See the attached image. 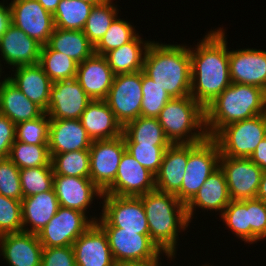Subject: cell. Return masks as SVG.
<instances>
[{
  "label": "cell",
  "mask_w": 266,
  "mask_h": 266,
  "mask_svg": "<svg viewBox=\"0 0 266 266\" xmlns=\"http://www.w3.org/2000/svg\"><path fill=\"white\" fill-rule=\"evenodd\" d=\"M223 28L208 32L196 48L189 47L191 58L190 96L204 109L232 82L229 49ZM195 49V50H194Z\"/></svg>",
  "instance_id": "6da1fadb"
},
{
  "label": "cell",
  "mask_w": 266,
  "mask_h": 266,
  "mask_svg": "<svg viewBox=\"0 0 266 266\" xmlns=\"http://www.w3.org/2000/svg\"><path fill=\"white\" fill-rule=\"evenodd\" d=\"M143 72L171 98L190 95L191 58L185 45L152 41L144 58Z\"/></svg>",
  "instance_id": "7a4b0ae2"
},
{
  "label": "cell",
  "mask_w": 266,
  "mask_h": 266,
  "mask_svg": "<svg viewBox=\"0 0 266 266\" xmlns=\"http://www.w3.org/2000/svg\"><path fill=\"white\" fill-rule=\"evenodd\" d=\"M266 113V91L260 87L231 83L205 108L208 137L224 126Z\"/></svg>",
  "instance_id": "3957f363"
},
{
  "label": "cell",
  "mask_w": 266,
  "mask_h": 266,
  "mask_svg": "<svg viewBox=\"0 0 266 266\" xmlns=\"http://www.w3.org/2000/svg\"><path fill=\"white\" fill-rule=\"evenodd\" d=\"M139 197L145 209L151 239L162 251L176 253L178 233L185 231L190 223L186 204L175 194L157 189Z\"/></svg>",
  "instance_id": "277c9868"
},
{
  "label": "cell",
  "mask_w": 266,
  "mask_h": 266,
  "mask_svg": "<svg viewBox=\"0 0 266 266\" xmlns=\"http://www.w3.org/2000/svg\"><path fill=\"white\" fill-rule=\"evenodd\" d=\"M157 119L171 144H193L208 137L205 109L190 95L171 98Z\"/></svg>",
  "instance_id": "5b68a950"
},
{
  "label": "cell",
  "mask_w": 266,
  "mask_h": 266,
  "mask_svg": "<svg viewBox=\"0 0 266 266\" xmlns=\"http://www.w3.org/2000/svg\"><path fill=\"white\" fill-rule=\"evenodd\" d=\"M220 149L213 137L188 144V161L181 189L175 196L187 204L203 186L206 179L219 167Z\"/></svg>",
  "instance_id": "8992f818"
},
{
  "label": "cell",
  "mask_w": 266,
  "mask_h": 266,
  "mask_svg": "<svg viewBox=\"0 0 266 266\" xmlns=\"http://www.w3.org/2000/svg\"><path fill=\"white\" fill-rule=\"evenodd\" d=\"M266 137V113L224 126L213 138L220 156L249 158Z\"/></svg>",
  "instance_id": "52a82bcc"
},
{
  "label": "cell",
  "mask_w": 266,
  "mask_h": 266,
  "mask_svg": "<svg viewBox=\"0 0 266 266\" xmlns=\"http://www.w3.org/2000/svg\"><path fill=\"white\" fill-rule=\"evenodd\" d=\"M102 200V215L96 220L100 227H116L119 231H139V234L149 235L148 220L140 197L103 194Z\"/></svg>",
  "instance_id": "ba28073f"
},
{
  "label": "cell",
  "mask_w": 266,
  "mask_h": 266,
  "mask_svg": "<svg viewBox=\"0 0 266 266\" xmlns=\"http://www.w3.org/2000/svg\"><path fill=\"white\" fill-rule=\"evenodd\" d=\"M142 70L114 75L112 86L105 99L122 127L141 116Z\"/></svg>",
  "instance_id": "9c48e42d"
},
{
  "label": "cell",
  "mask_w": 266,
  "mask_h": 266,
  "mask_svg": "<svg viewBox=\"0 0 266 266\" xmlns=\"http://www.w3.org/2000/svg\"><path fill=\"white\" fill-rule=\"evenodd\" d=\"M78 210L59 207L48 224L37 234L43 248L72 246L74 241L95 222Z\"/></svg>",
  "instance_id": "30bf717a"
},
{
  "label": "cell",
  "mask_w": 266,
  "mask_h": 266,
  "mask_svg": "<svg viewBox=\"0 0 266 266\" xmlns=\"http://www.w3.org/2000/svg\"><path fill=\"white\" fill-rule=\"evenodd\" d=\"M125 151L123 135L112 139L92 141L89 148L90 179L102 192L114 182Z\"/></svg>",
  "instance_id": "8fae6325"
},
{
  "label": "cell",
  "mask_w": 266,
  "mask_h": 266,
  "mask_svg": "<svg viewBox=\"0 0 266 266\" xmlns=\"http://www.w3.org/2000/svg\"><path fill=\"white\" fill-rule=\"evenodd\" d=\"M101 228L107 235L116 265L148 260L162 252L150 235L139 234V231H119L116 227Z\"/></svg>",
  "instance_id": "7c38bea8"
},
{
  "label": "cell",
  "mask_w": 266,
  "mask_h": 266,
  "mask_svg": "<svg viewBox=\"0 0 266 266\" xmlns=\"http://www.w3.org/2000/svg\"><path fill=\"white\" fill-rule=\"evenodd\" d=\"M11 23L41 46L48 43L54 30L53 15L37 0H13L9 4Z\"/></svg>",
  "instance_id": "4fadbf2b"
},
{
  "label": "cell",
  "mask_w": 266,
  "mask_h": 266,
  "mask_svg": "<svg viewBox=\"0 0 266 266\" xmlns=\"http://www.w3.org/2000/svg\"><path fill=\"white\" fill-rule=\"evenodd\" d=\"M231 200L256 198L263 170L249 158L220 156Z\"/></svg>",
  "instance_id": "5bb4252c"
},
{
  "label": "cell",
  "mask_w": 266,
  "mask_h": 266,
  "mask_svg": "<svg viewBox=\"0 0 266 266\" xmlns=\"http://www.w3.org/2000/svg\"><path fill=\"white\" fill-rule=\"evenodd\" d=\"M91 98L76 78L52 83L46 110L50 119H80Z\"/></svg>",
  "instance_id": "9a60e30c"
},
{
  "label": "cell",
  "mask_w": 266,
  "mask_h": 266,
  "mask_svg": "<svg viewBox=\"0 0 266 266\" xmlns=\"http://www.w3.org/2000/svg\"><path fill=\"white\" fill-rule=\"evenodd\" d=\"M155 189V175L125 151L114 182L103 194L139 197Z\"/></svg>",
  "instance_id": "2e32d148"
},
{
  "label": "cell",
  "mask_w": 266,
  "mask_h": 266,
  "mask_svg": "<svg viewBox=\"0 0 266 266\" xmlns=\"http://www.w3.org/2000/svg\"><path fill=\"white\" fill-rule=\"evenodd\" d=\"M229 69L232 83L253 85L266 91L265 50H229Z\"/></svg>",
  "instance_id": "e0dca14e"
},
{
  "label": "cell",
  "mask_w": 266,
  "mask_h": 266,
  "mask_svg": "<svg viewBox=\"0 0 266 266\" xmlns=\"http://www.w3.org/2000/svg\"><path fill=\"white\" fill-rule=\"evenodd\" d=\"M53 189L61 207L87 212L94 197L103 196V192L90 178L54 175Z\"/></svg>",
  "instance_id": "ac0fdd59"
},
{
  "label": "cell",
  "mask_w": 266,
  "mask_h": 266,
  "mask_svg": "<svg viewBox=\"0 0 266 266\" xmlns=\"http://www.w3.org/2000/svg\"><path fill=\"white\" fill-rule=\"evenodd\" d=\"M76 266H116L104 230L95 222L72 245Z\"/></svg>",
  "instance_id": "d6986e66"
},
{
  "label": "cell",
  "mask_w": 266,
  "mask_h": 266,
  "mask_svg": "<svg viewBox=\"0 0 266 266\" xmlns=\"http://www.w3.org/2000/svg\"><path fill=\"white\" fill-rule=\"evenodd\" d=\"M0 252L9 266H41L43 246L37 234L6 233L0 235Z\"/></svg>",
  "instance_id": "ffe728a7"
},
{
  "label": "cell",
  "mask_w": 266,
  "mask_h": 266,
  "mask_svg": "<svg viewBox=\"0 0 266 266\" xmlns=\"http://www.w3.org/2000/svg\"><path fill=\"white\" fill-rule=\"evenodd\" d=\"M40 50L41 45L38 42L12 23L0 35V55L13 69L38 64Z\"/></svg>",
  "instance_id": "44dd1931"
},
{
  "label": "cell",
  "mask_w": 266,
  "mask_h": 266,
  "mask_svg": "<svg viewBox=\"0 0 266 266\" xmlns=\"http://www.w3.org/2000/svg\"><path fill=\"white\" fill-rule=\"evenodd\" d=\"M92 144L80 119H50L48 149L55 154L89 149Z\"/></svg>",
  "instance_id": "7402d4cb"
},
{
  "label": "cell",
  "mask_w": 266,
  "mask_h": 266,
  "mask_svg": "<svg viewBox=\"0 0 266 266\" xmlns=\"http://www.w3.org/2000/svg\"><path fill=\"white\" fill-rule=\"evenodd\" d=\"M76 79L91 100H105L114 74L105 56L94 53L78 64Z\"/></svg>",
  "instance_id": "603a6c76"
},
{
  "label": "cell",
  "mask_w": 266,
  "mask_h": 266,
  "mask_svg": "<svg viewBox=\"0 0 266 266\" xmlns=\"http://www.w3.org/2000/svg\"><path fill=\"white\" fill-rule=\"evenodd\" d=\"M231 202L226 177L220 166L206 179L197 194L186 204L187 217L191 223L194 210H215L223 213Z\"/></svg>",
  "instance_id": "cb8c5ba5"
},
{
  "label": "cell",
  "mask_w": 266,
  "mask_h": 266,
  "mask_svg": "<svg viewBox=\"0 0 266 266\" xmlns=\"http://www.w3.org/2000/svg\"><path fill=\"white\" fill-rule=\"evenodd\" d=\"M14 76L7 77L30 101L45 112L48 108L52 81L39 64L15 67Z\"/></svg>",
  "instance_id": "d4e9b609"
},
{
  "label": "cell",
  "mask_w": 266,
  "mask_h": 266,
  "mask_svg": "<svg viewBox=\"0 0 266 266\" xmlns=\"http://www.w3.org/2000/svg\"><path fill=\"white\" fill-rule=\"evenodd\" d=\"M188 144H171L165 151L159 172L155 175V187L161 192L176 194L186 173Z\"/></svg>",
  "instance_id": "484cf974"
},
{
  "label": "cell",
  "mask_w": 266,
  "mask_h": 266,
  "mask_svg": "<svg viewBox=\"0 0 266 266\" xmlns=\"http://www.w3.org/2000/svg\"><path fill=\"white\" fill-rule=\"evenodd\" d=\"M80 121L92 141L122 135L123 127L105 100H92L82 113Z\"/></svg>",
  "instance_id": "4316f807"
},
{
  "label": "cell",
  "mask_w": 266,
  "mask_h": 266,
  "mask_svg": "<svg viewBox=\"0 0 266 266\" xmlns=\"http://www.w3.org/2000/svg\"><path fill=\"white\" fill-rule=\"evenodd\" d=\"M59 207L54 189L22 198L23 231L38 234L56 214Z\"/></svg>",
  "instance_id": "83f0119b"
},
{
  "label": "cell",
  "mask_w": 266,
  "mask_h": 266,
  "mask_svg": "<svg viewBox=\"0 0 266 266\" xmlns=\"http://www.w3.org/2000/svg\"><path fill=\"white\" fill-rule=\"evenodd\" d=\"M45 111L30 101L8 78L0 84V114L15 125L19 122L39 118Z\"/></svg>",
  "instance_id": "f1b7e54d"
},
{
  "label": "cell",
  "mask_w": 266,
  "mask_h": 266,
  "mask_svg": "<svg viewBox=\"0 0 266 266\" xmlns=\"http://www.w3.org/2000/svg\"><path fill=\"white\" fill-rule=\"evenodd\" d=\"M152 41H144L137 35L128 43L107 52L104 56L114 75L143 70L144 58Z\"/></svg>",
  "instance_id": "f546056e"
},
{
  "label": "cell",
  "mask_w": 266,
  "mask_h": 266,
  "mask_svg": "<svg viewBox=\"0 0 266 266\" xmlns=\"http://www.w3.org/2000/svg\"><path fill=\"white\" fill-rule=\"evenodd\" d=\"M47 45L55 51H59L78 64L92 56L94 45L82 30H69L54 28Z\"/></svg>",
  "instance_id": "4dcf8cb0"
},
{
  "label": "cell",
  "mask_w": 266,
  "mask_h": 266,
  "mask_svg": "<svg viewBox=\"0 0 266 266\" xmlns=\"http://www.w3.org/2000/svg\"><path fill=\"white\" fill-rule=\"evenodd\" d=\"M122 135L125 144L171 145L157 118L139 116L123 126Z\"/></svg>",
  "instance_id": "1f68e13d"
},
{
  "label": "cell",
  "mask_w": 266,
  "mask_h": 266,
  "mask_svg": "<svg viewBox=\"0 0 266 266\" xmlns=\"http://www.w3.org/2000/svg\"><path fill=\"white\" fill-rule=\"evenodd\" d=\"M38 64L52 82L76 78L78 63L47 44L41 46Z\"/></svg>",
  "instance_id": "d6a6232c"
},
{
  "label": "cell",
  "mask_w": 266,
  "mask_h": 266,
  "mask_svg": "<svg viewBox=\"0 0 266 266\" xmlns=\"http://www.w3.org/2000/svg\"><path fill=\"white\" fill-rule=\"evenodd\" d=\"M94 4L80 0H61L53 14L54 27L83 30Z\"/></svg>",
  "instance_id": "836d02e7"
},
{
  "label": "cell",
  "mask_w": 266,
  "mask_h": 266,
  "mask_svg": "<svg viewBox=\"0 0 266 266\" xmlns=\"http://www.w3.org/2000/svg\"><path fill=\"white\" fill-rule=\"evenodd\" d=\"M118 10L112 0H105L101 4L94 5L82 30L94 46L118 17Z\"/></svg>",
  "instance_id": "e575fe53"
},
{
  "label": "cell",
  "mask_w": 266,
  "mask_h": 266,
  "mask_svg": "<svg viewBox=\"0 0 266 266\" xmlns=\"http://www.w3.org/2000/svg\"><path fill=\"white\" fill-rule=\"evenodd\" d=\"M51 164L54 175L90 178L89 149L55 154Z\"/></svg>",
  "instance_id": "d590c367"
},
{
  "label": "cell",
  "mask_w": 266,
  "mask_h": 266,
  "mask_svg": "<svg viewBox=\"0 0 266 266\" xmlns=\"http://www.w3.org/2000/svg\"><path fill=\"white\" fill-rule=\"evenodd\" d=\"M8 158L19 169L52 166L48 145H31L15 140Z\"/></svg>",
  "instance_id": "8d00e7d4"
},
{
  "label": "cell",
  "mask_w": 266,
  "mask_h": 266,
  "mask_svg": "<svg viewBox=\"0 0 266 266\" xmlns=\"http://www.w3.org/2000/svg\"><path fill=\"white\" fill-rule=\"evenodd\" d=\"M54 171L52 166L20 169V183L23 198L53 189Z\"/></svg>",
  "instance_id": "74e56055"
},
{
  "label": "cell",
  "mask_w": 266,
  "mask_h": 266,
  "mask_svg": "<svg viewBox=\"0 0 266 266\" xmlns=\"http://www.w3.org/2000/svg\"><path fill=\"white\" fill-rule=\"evenodd\" d=\"M136 35L135 27L131 23L117 17L101 40L94 46V51L96 54L105 55L130 42Z\"/></svg>",
  "instance_id": "f35d334b"
},
{
  "label": "cell",
  "mask_w": 266,
  "mask_h": 266,
  "mask_svg": "<svg viewBox=\"0 0 266 266\" xmlns=\"http://www.w3.org/2000/svg\"><path fill=\"white\" fill-rule=\"evenodd\" d=\"M224 223L245 243H250L249 210L247 200H231L220 214Z\"/></svg>",
  "instance_id": "ab89813d"
},
{
  "label": "cell",
  "mask_w": 266,
  "mask_h": 266,
  "mask_svg": "<svg viewBox=\"0 0 266 266\" xmlns=\"http://www.w3.org/2000/svg\"><path fill=\"white\" fill-rule=\"evenodd\" d=\"M142 90L141 116L157 118L171 97L165 90L148 77L143 70Z\"/></svg>",
  "instance_id": "60d3db41"
},
{
  "label": "cell",
  "mask_w": 266,
  "mask_h": 266,
  "mask_svg": "<svg viewBox=\"0 0 266 266\" xmlns=\"http://www.w3.org/2000/svg\"><path fill=\"white\" fill-rule=\"evenodd\" d=\"M50 118L45 112L39 118L16 124L15 140L31 145H48Z\"/></svg>",
  "instance_id": "b9f144b4"
},
{
  "label": "cell",
  "mask_w": 266,
  "mask_h": 266,
  "mask_svg": "<svg viewBox=\"0 0 266 266\" xmlns=\"http://www.w3.org/2000/svg\"><path fill=\"white\" fill-rule=\"evenodd\" d=\"M126 151L140 165L156 175L161 167L163 156L169 146H153L152 144H125Z\"/></svg>",
  "instance_id": "7bdbcfd3"
},
{
  "label": "cell",
  "mask_w": 266,
  "mask_h": 266,
  "mask_svg": "<svg viewBox=\"0 0 266 266\" xmlns=\"http://www.w3.org/2000/svg\"><path fill=\"white\" fill-rule=\"evenodd\" d=\"M23 231L21 200L0 195V235Z\"/></svg>",
  "instance_id": "ee69618b"
},
{
  "label": "cell",
  "mask_w": 266,
  "mask_h": 266,
  "mask_svg": "<svg viewBox=\"0 0 266 266\" xmlns=\"http://www.w3.org/2000/svg\"><path fill=\"white\" fill-rule=\"evenodd\" d=\"M0 195L22 200L20 169L9 159H0Z\"/></svg>",
  "instance_id": "f6af8a7d"
},
{
  "label": "cell",
  "mask_w": 266,
  "mask_h": 266,
  "mask_svg": "<svg viewBox=\"0 0 266 266\" xmlns=\"http://www.w3.org/2000/svg\"><path fill=\"white\" fill-rule=\"evenodd\" d=\"M249 210L250 244L266 239V202L257 198L247 199Z\"/></svg>",
  "instance_id": "bcb514c9"
},
{
  "label": "cell",
  "mask_w": 266,
  "mask_h": 266,
  "mask_svg": "<svg viewBox=\"0 0 266 266\" xmlns=\"http://www.w3.org/2000/svg\"><path fill=\"white\" fill-rule=\"evenodd\" d=\"M41 266H76L72 246L43 248Z\"/></svg>",
  "instance_id": "7dc6e473"
},
{
  "label": "cell",
  "mask_w": 266,
  "mask_h": 266,
  "mask_svg": "<svg viewBox=\"0 0 266 266\" xmlns=\"http://www.w3.org/2000/svg\"><path fill=\"white\" fill-rule=\"evenodd\" d=\"M15 133L16 125L0 114V159L9 157L11 146L15 142Z\"/></svg>",
  "instance_id": "c3c4849f"
},
{
  "label": "cell",
  "mask_w": 266,
  "mask_h": 266,
  "mask_svg": "<svg viewBox=\"0 0 266 266\" xmlns=\"http://www.w3.org/2000/svg\"><path fill=\"white\" fill-rule=\"evenodd\" d=\"M249 159L263 171L266 170V137L257 145Z\"/></svg>",
  "instance_id": "681fc988"
},
{
  "label": "cell",
  "mask_w": 266,
  "mask_h": 266,
  "mask_svg": "<svg viewBox=\"0 0 266 266\" xmlns=\"http://www.w3.org/2000/svg\"><path fill=\"white\" fill-rule=\"evenodd\" d=\"M163 253H165L167 258H169V259L171 258V260L176 255L175 253H172V252L162 251L158 256L151 258V259H148V260L125 262V263L118 264L116 266H160L161 262L159 263V259H161L160 255Z\"/></svg>",
  "instance_id": "f907efd6"
},
{
  "label": "cell",
  "mask_w": 266,
  "mask_h": 266,
  "mask_svg": "<svg viewBox=\"0 0 266 266\" xmlns=\"http://www.w3.org/2000/svg\"><path fill=\"white\" fill-rule=\"evenodd\" d=\"M0 3V35L6 30L7 26L11 23L9 5Z\"/></svg>",
  "instance_id": "816d5d0a"
},
{
  "label": "cell",
  "mask_w": 266,
  "mask_h": 266,
  "mask_svg": "<svg viewBox=\"0 0 266 266\" xmlns=\"http://www.w3.org/2000/svg\"><path fill=\"white\" fill-rule=\"evenodd\" d=\"M256 198L266 202V170L262 172Z\"/></svg>",
  "instance_id": "f5cc1de1"
},
{
  "label": "cell",
  "mask_w": 266,
  "mask_h": 266,
  "mask_svg": "<svg viewBox=\"0 0 266 266\" xmlns=\"http://www.w3.org/2000/svg\"><path fill=\"white\" fill-rule=\"evenodd\" d=\"M37 1L44 7L46 11H48L53 15L61 0H37Z\"/></svg>",
  "instance_id": "db71d44e"
},
{
  "label": "cell",
  "mask_w": 266,
  "mask_h": 266,
  "mask_svg": "<svg viewBox=\"0 0 266 266\" xmlns=\"http://www.w3.org/2000/svg\"><path fill=\"white\" fill-rule=\"evenodd\" d=\"M80 1H85V2H88V3H92L94 5H98V4L103 3L105 0H80Z\"/></svg>",
  "instance_id": "11a10c76"
},
{
  "label": "cell",
  "mask_w": 266,
  "mask_h": 266,
  "mask_svg": "<svg viewBox=\"0 0 266 266\" xmlns=\"http://www.w3.org/2000/svg\"><path fill=\"white\" fill-rule=\"evenodd\" d=\"M0 62H1V61H0ZM1 65H2V64H0V76H1V74L3 73V72H2ZM0 78H1V77H0ZM1 83H2V81L0 82V84H1Z\"/></svg>",
  "instance_id": "9f6ffc18"
}]
</instances>
